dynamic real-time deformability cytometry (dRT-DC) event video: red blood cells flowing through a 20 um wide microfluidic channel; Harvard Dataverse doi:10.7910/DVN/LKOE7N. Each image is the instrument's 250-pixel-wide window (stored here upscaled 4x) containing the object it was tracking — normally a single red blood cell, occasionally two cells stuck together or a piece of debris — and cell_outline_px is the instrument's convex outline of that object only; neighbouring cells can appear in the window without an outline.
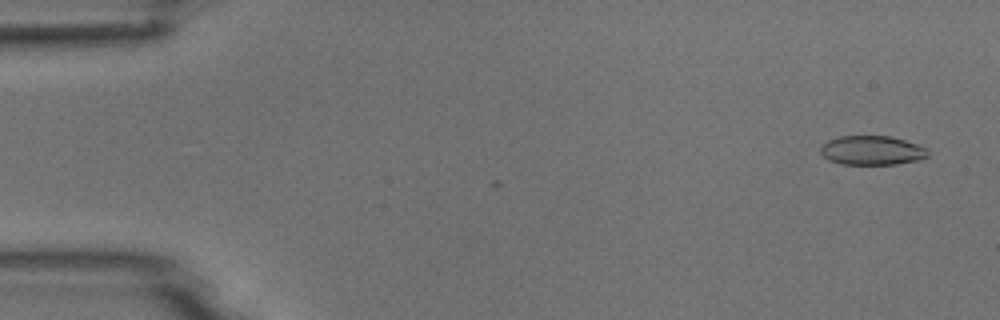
{"species": "common noctule bat (a hibernating species)", "species_latin": "Nyctalus noctula", "temperature_condition": "room temperature", "stored_images_in_passage": 3, "camera_frame_rate_fps": 3000, "um_per_image_px": 0.085, "animal": {"sex": "male", "body_mass_g": 18.8}, "frame": {"image": 1, "passage_image": 3, "time_ms": 0.667, "image_size_px": [1000, 320], "cell_outline_px": [[928, 156], [920, 160], [896, 164], [840, 164], [828, 160], [820, 152], [820, 148], [828, 140], [840, 136], [888, 136], [904, 140], [928, 148]], "centroid_in_image_um": [74.12, 12.79], "position_along_channel_um": 10.9, "area_um2": 18.26}}